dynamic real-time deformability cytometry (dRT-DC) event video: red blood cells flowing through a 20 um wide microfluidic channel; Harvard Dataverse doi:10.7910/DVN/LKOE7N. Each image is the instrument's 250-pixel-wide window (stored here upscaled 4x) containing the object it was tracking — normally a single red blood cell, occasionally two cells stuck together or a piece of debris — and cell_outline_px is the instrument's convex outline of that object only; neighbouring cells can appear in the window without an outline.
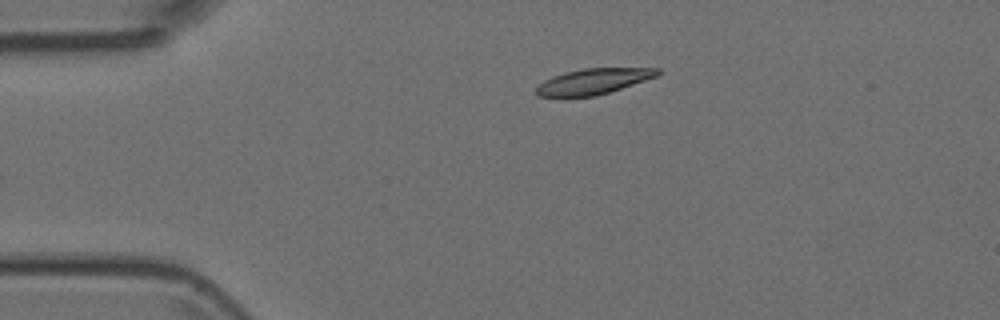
{"species": "Egyptian fruit bat (a non-hibernating species)", "species_latin": "Rousettus aegyptiacus", "temperature_condition": "room temperature", "stored_images_in_passage": 4, "camera_frame_rate_fps": 3000, "um_per_image_px": 0.085, "animal": {"sex": "female"}, "frame": {"image": 1, "passage_image": 4, "time_ms": 1.0, "image_size_px": [1000, 320], "cell_outline_px": [[660, 72], [656, 76], [596, 96], [536, 96], [532, 92], [544, 80], [552, 76], [584, 68], [660, 68]], "centroid_in_image_um": [50.38, 6.92], "position_along_channel_um": 34.6, "area_um2": 17.8}}